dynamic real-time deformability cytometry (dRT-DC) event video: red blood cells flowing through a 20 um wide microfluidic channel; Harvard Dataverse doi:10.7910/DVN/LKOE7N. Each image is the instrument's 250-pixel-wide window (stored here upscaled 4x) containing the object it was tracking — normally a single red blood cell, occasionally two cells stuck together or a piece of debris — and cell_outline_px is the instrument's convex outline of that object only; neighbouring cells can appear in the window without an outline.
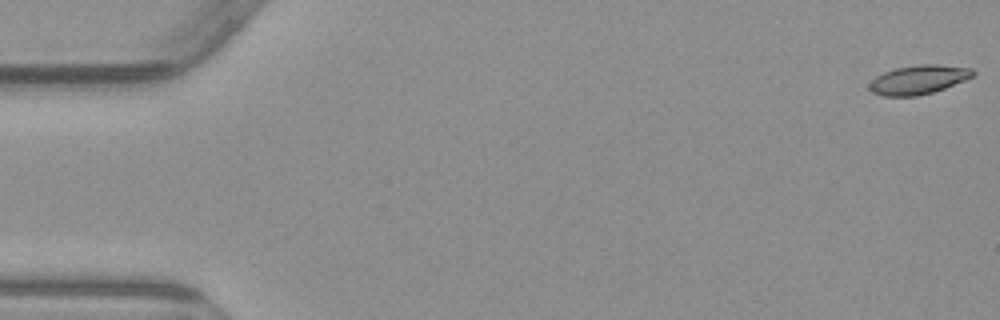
{"species": "common noctule bat (a hibernating species)", "species_latin": "Nyctalus noctula", "temperature_condition": "warm", "stored_images_in_passage": 5, "camera_frame_rate_fps": 3000, "um_per_image_px": 0.085, "animal": {"sex": "male", "body_mass_g": 23.1, "forearm_length_mm": 52.7}, "frame": {"image": 1, "passage_image": 1, "time_ms": 0.0, "image_size_px": [1000, 320], "cell_outline_px": [[976, 72], [972, 76], [964, 80], [944, 88], [932, 92], [916, 96], [884, 96], [872, 92], [868, 88], [868, 84], [876, 76], [884, 72], [896, 68], [920, 64], [936, 64], [972, 68]], "centroid_in_image_um": [78.05, 6.77], "position_along_channel_um": 7.0, "area_um2": 17.4}}
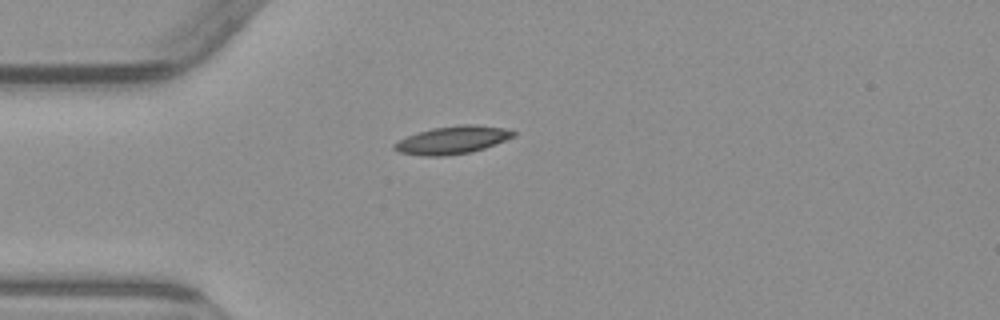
{"frame": {"image": 2, "passage_image": 5, "time_ms": 4.667, "image_size_px": [1000, 320], "cell_outline_px": [[516, 136], [496, 144], [472, 152], [444, 156], [424, 156], [400, 152], [392, 148], [392, 144], [408, 136], [432, 128], [460, 124], [476, 124], [504, 128], [516, 132]], "centroid_in_image_um": [38.49, 11.9], "position_along_channel_um": 46.5, "area_um2": 19.31}}